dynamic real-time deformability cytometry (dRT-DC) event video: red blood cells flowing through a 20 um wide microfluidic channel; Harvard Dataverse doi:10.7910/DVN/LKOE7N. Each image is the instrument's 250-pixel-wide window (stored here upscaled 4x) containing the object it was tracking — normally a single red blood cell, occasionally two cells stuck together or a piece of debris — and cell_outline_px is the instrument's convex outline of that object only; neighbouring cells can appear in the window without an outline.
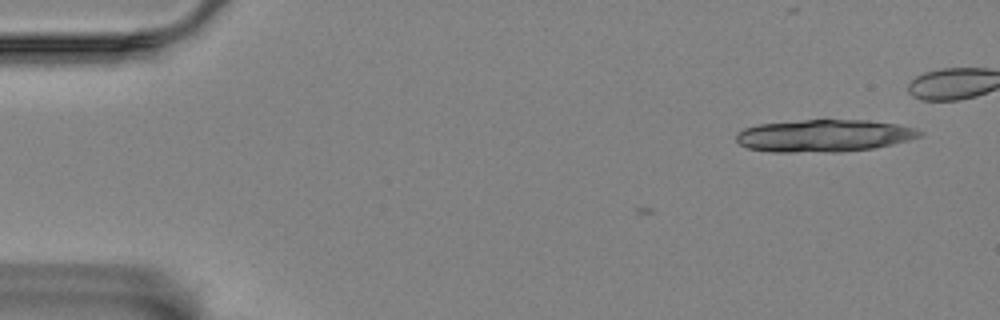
{"species": "Egyptian fruit bat (a non-hibernating species)", "species_latin": "Rousettus aegyptiacus", "temperature_condition": "room temperature", "stored_images_in_passage": 10, "camera_frame_rate_fps": 3000, "um_per_image_px": 0.085, "animal": {"sex": "female"}, "frame": {"image": 1, "passage_image": 1, "time_ms": 0.0, "image_size_px": [1000, 320], "cell_outline_px": [[924, 136], [892, 144], [872, 148], [840, 152], [772, 152], [748, 148], [740, 144], [736, 140], [736, 136], [744, 128], [760, 124], [800, 120], [868, 120], [896, 124], [916, 128], [924, 132]], "centroid_in_image_um": [70.08, 11.53], "position_along_channel_um": 14.9, "area_um2": 34.56}}